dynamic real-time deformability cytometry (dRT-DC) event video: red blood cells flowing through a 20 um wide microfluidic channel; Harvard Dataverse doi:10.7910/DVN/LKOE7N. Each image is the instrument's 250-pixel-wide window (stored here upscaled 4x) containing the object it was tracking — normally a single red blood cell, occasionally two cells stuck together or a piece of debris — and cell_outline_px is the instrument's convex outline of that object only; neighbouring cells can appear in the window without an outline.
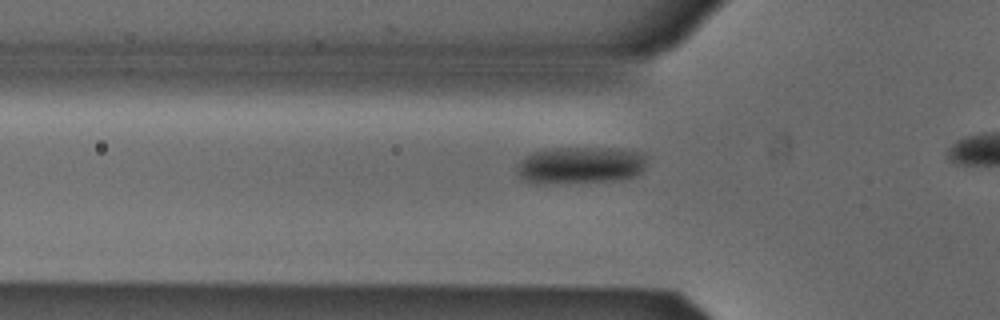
{"species": "Egyptian fruit bat (a non-hibernating species)", "species_latin": "Rousettus aegyptiacus", "temperature_condition": "cold", "stored_images_in_passage": 11, "camera_frame_rate_fps": 3000, "um_per_image_px": 0.085, "animal": {"sex": "male"}, "frame": {"image": 1, "passage_image": 2, "time_ms": 0.333, "image_size_px": [1000, 320], "cell_outline_px": [[648, 156], [644, 168], [636, 176], [620, 180], [548, 184], [532, 184], [524, 180], [520, 176], [520, 164], [532, 152], [544, 148], [624, 148], [644, 152]], "centroid_in_image_um": [49.43, 14.04], "position_along_channel_um": 76.4, "area_um2": 28.44}}
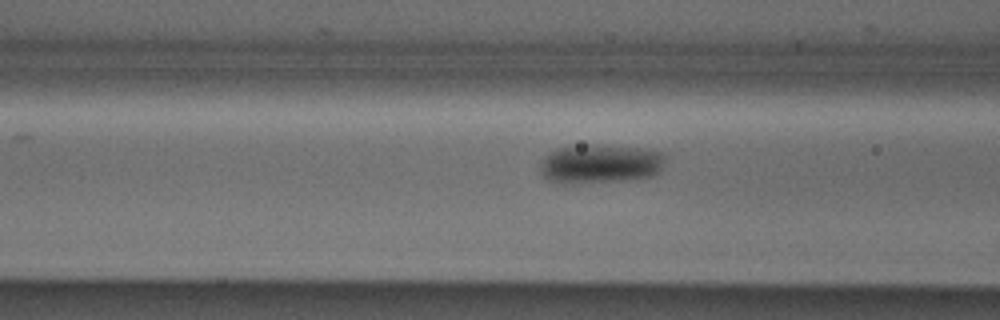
{"frame": {"image": 2, "passage_image": 5, "time_ms": 1.333, "image_size_px": [1000, 320], "cell_outline_px": [[664, 160], [660, 172], [652, 176], [632, 180], [568, 184], [556, 184], [544, 176], [540, 172], [540, 164], [544, 156], [556, 148], [584, 144], [596, 144], [640, 148], [660, 152], [664, 156]], "centroid_in_image_um": [50.98, 13.94], "position_along_channel_um": 115.6, "area_um2": 28.96}}
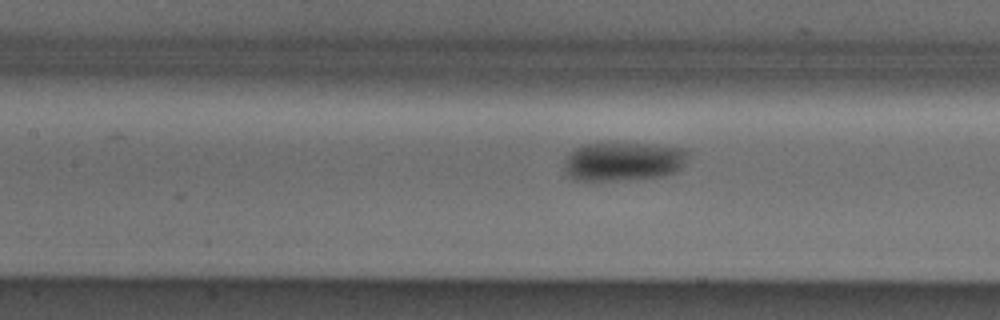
{"frame": {"image": 3, "passage_image": 8, "time_ms": 2.333, "image_size_px": [1000, 320], "cell_outline_px": [[688, 156], [680, 168], [676, 172], [660, 176], [592, 184], [576, 180], [568, 176], [564, 168], [564, 160], [576, 148], [584, 144], [648, 144], [688, 148]], "centroid_in_image_um": [52.94, 13.77], "position_along_channel_um": 154.5, "area_um2": 28.55}}